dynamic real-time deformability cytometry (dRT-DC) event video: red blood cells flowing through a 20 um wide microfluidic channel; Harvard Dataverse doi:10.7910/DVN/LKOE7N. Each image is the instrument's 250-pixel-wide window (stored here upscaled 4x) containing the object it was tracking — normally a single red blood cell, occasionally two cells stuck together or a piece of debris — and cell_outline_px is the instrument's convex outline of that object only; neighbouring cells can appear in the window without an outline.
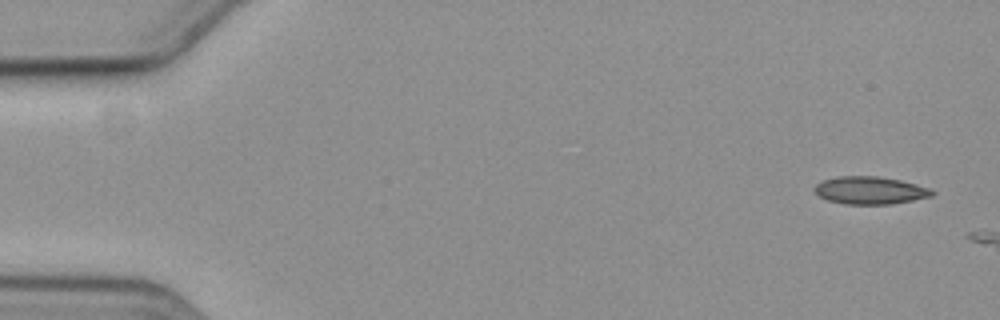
{"species": "common noctule bat (a hibernating species)", "species_latin": "Nyctalus noctula", "temperature_condition": "cold", "stored_images_in_passage": 2, "camera_frame_rate_fps": 3000, "um_per_image_px": 0.085, "animal": {"sex": "female", "body_mass_g": 19.3, "forearm_length_mm": 54.1}, "frame": {"image": 1, "passage_image": 1, "time_ms": 0.0, "image_size_px": [1000, 320], "cell_outline_px": [[936, 192], [932, 196], [912, 200], [888, 204], [844, 204], [828, 200], [820, 196], [812, 188], [820, 180], [840, 176], [876, 176], [900, 180], [932, 188]], "centroid_in_image_um": [73.95, 16.17], "position_along_channel_um": 11.0, "area_um2": 18.96}}